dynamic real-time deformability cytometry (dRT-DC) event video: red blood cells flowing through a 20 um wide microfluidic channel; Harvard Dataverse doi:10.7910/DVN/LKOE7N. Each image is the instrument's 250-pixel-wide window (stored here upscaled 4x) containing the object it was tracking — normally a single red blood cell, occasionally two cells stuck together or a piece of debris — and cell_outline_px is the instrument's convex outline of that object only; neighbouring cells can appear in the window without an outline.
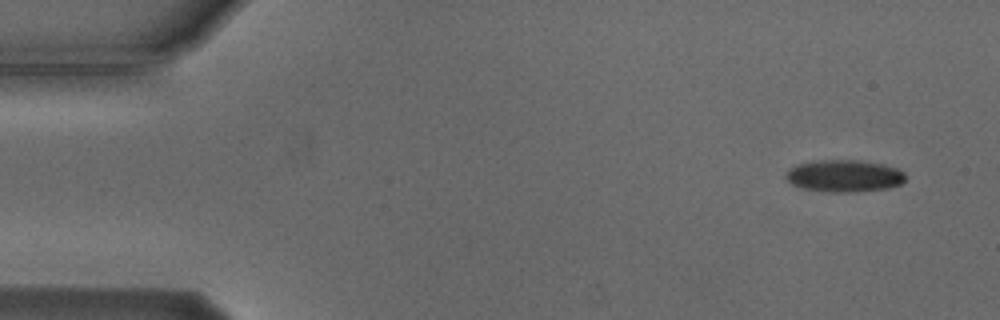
{"species": "Egyptian fruit bat (a non-hibernating species)", "species_latin": "Rousettus aegyptiacus", "temperature_condition": "cold", "stored_images_in_passage": 5, "camera_frame_rate_fps": 3000, "um_per_image_px": 0.085, "animal": {"sex": "male"}, "frame": {"image": 1, "passage_image": 1, "time_ms": 0.0, "image_size_px": [1000, 320], "cell_outline_px": [[904, 180], [900, 184], [888, 188], [856, 192], [828, 192], [804, 188], [792, 184], [784, 176], [788, 168], [796, 164], [812, 160], [860, 160], [884, 164], [896, 168], [904, 172]], "centroid_in_image_um": [71.73, 14.94], "position_along_channel_um": 13.3, "area_um2": 22.54}}